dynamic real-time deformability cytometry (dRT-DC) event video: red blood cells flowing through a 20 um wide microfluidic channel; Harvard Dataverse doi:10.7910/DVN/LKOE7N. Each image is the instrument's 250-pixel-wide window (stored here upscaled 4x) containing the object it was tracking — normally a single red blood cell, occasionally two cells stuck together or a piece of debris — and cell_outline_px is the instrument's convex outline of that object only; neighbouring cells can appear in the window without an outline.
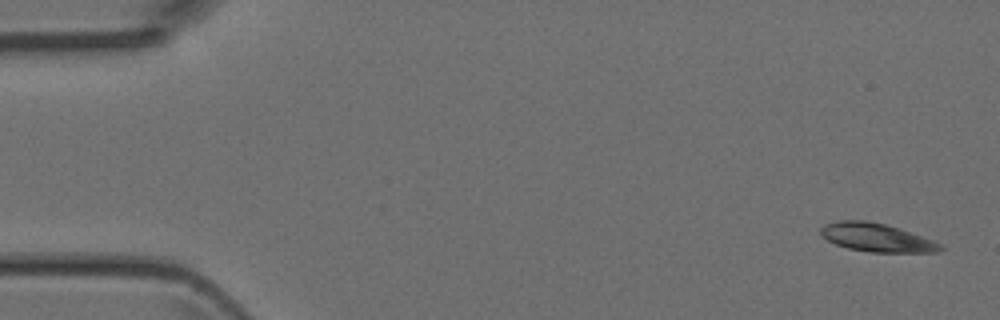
{"species": "Egyptian fruit bat (a non-hibernating species)", "species_latin": "Rousettus aegyptiacus", "temperature_condition": "room temperature", "stored_images_in_passage": 3, "camera_frame_rate_fps": 3000, "um_per_image_px": 0.085, "animal": {"sex": "female"}, "frame": {"image": 1, "passage_image": 1, "time_ms": 0.0, "image_size_px": [1000, 320], "cell_outline_px": [[944, 248], [940, 252], [868, 252], [848, 248], [836, 244], [828, 240], [820, 232], [820, 228], [824, 224], [840, 220], [864, 220], [884, 224], [936, 240]], "centroid_in_image_um": [74.54, 20.19], "position_along_channel_um": 10.5, "area_um2": 19.71}}